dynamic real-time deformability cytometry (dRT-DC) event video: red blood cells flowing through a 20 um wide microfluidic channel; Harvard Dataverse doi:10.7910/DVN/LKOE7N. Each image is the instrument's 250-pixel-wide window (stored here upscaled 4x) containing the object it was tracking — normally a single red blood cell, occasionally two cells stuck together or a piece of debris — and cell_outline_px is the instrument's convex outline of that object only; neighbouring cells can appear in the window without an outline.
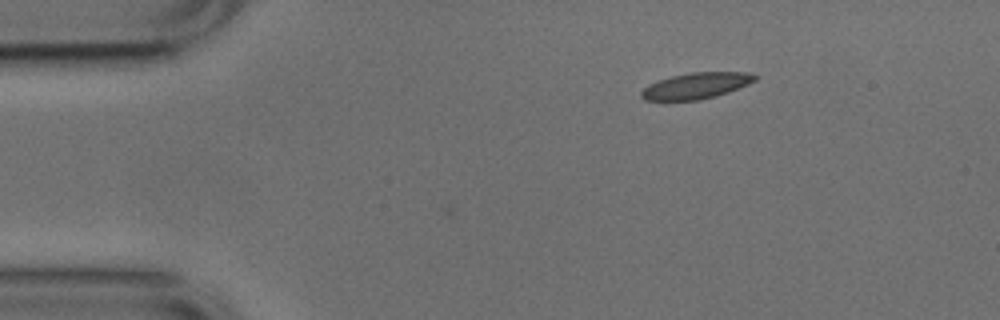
{"species": "common noctule bat (a hibernating species)", "species_latin": "Nyctalus noctula", "temperature_condition": "cold", "stored_images_in_passage": 35, "camera_frame_rate_fps": 3000, "um_per_image_px": 0.085, "animal": {"sex": "male", "body_mass_g": 17.9, "forearm_length_mm": 54.2}, "frame": {"image": 1, "passage_image": 1, "time_ms": 0.0, "image_size_px": [1000, 320], "cell_outline_px": [[760, 76], [756, 80], [748, 84], [728, 92], [716, 96], [700, 100], [644, 100], [640, 96], [640, 92], [648, 84], [672, 76], [692, 72], [748, 72]], "centroid_in_image_um": [59.19, 7.28], "position_along_channel_um": 25.8, "area_um2": 17.28}}
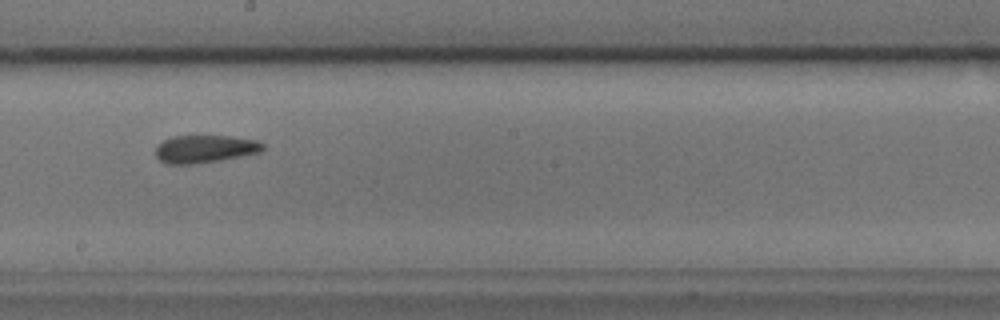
{"frame": {"image": 2, "passage_image": 22, "time_ms": 7.0, "image_size_px": [1000, 320], "cell_outline_px": [[264, 148], [260, 152], [220, 160], [192, 164], [164, 164], [156, 156], [156, 144], [172, 136], [232, 136], [256, 140], [264, 144]], "centroid_in_image_um": [17.39, 12.65], "position_along_channel_um": 230.8, "area_um2": 17.34}}
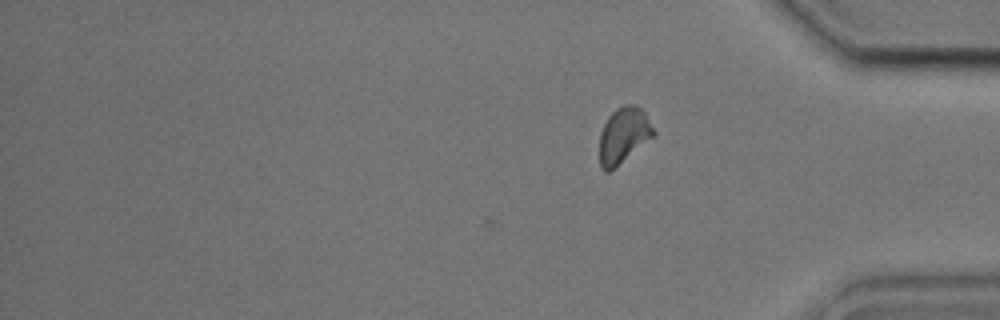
{"frame": {"image": 3, "passage_image": 35, "time_ms": 11.333, "image_size_px": [1000, 320], "cell_outline_px": [[656, 136], [608, 172], [604, 172], [600, 164], [600, 132], [608, 116], [616, 108], [624, 104], [636, 104], [644, 112], [656, 132]], "centroid_in_image_um": [53.02, 11.48], "position_along_channel_um": 382.2, "area_um2": 17.63}, "authors_computed_cell_mechanics": {"area_um2": 17.7446, "velocity_mm_per_s": 3.7652, "shape_relaxation_time_tau1_ms": 6.0288, "shape_relaxation_time_tau2_ms": 1.8623, "deformation_change_tau1": 0.1201, "deformation_change_tau2": 0.0624}}